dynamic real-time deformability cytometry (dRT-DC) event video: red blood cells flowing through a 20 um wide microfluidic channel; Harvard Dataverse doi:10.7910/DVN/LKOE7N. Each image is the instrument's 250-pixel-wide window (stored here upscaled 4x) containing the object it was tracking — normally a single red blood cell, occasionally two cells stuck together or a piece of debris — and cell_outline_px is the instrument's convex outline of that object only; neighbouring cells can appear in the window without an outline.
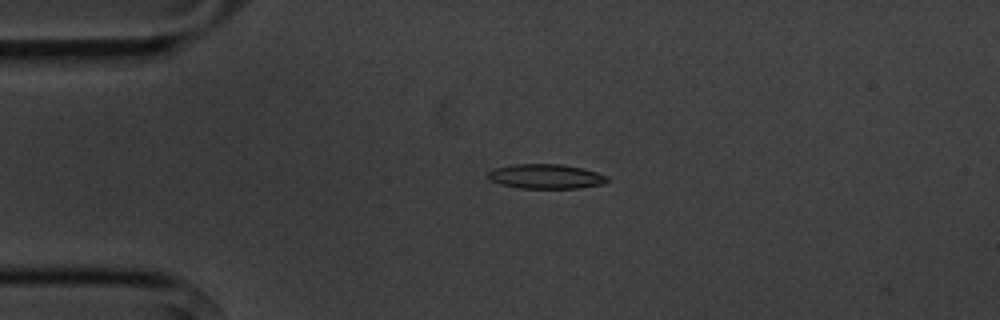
{"species": "common noctule bat (a hibernating species)", "species_latin": "Nyctalus noctula", "temperature_condition": "cold", "stored_images_in_passage": 4, "camera_frame_rate_fps": 3000, "um_per_image_px": 0.085, "animal": {"sex": "male", "body_mass_g": 20.1, "forearm_length_mm": 53.5}, "frame": {"image": 1, "passage_image": 3, "time_ms": 2.333, "image_size_px": [1000, 320], "cell_outline_px": [[608, 180], [604, 184], [580, 188], [520, 188], [500, 184], [488, 180], [488, 172], [492, 168], [512, 164], [560, 164], [580, 168], [596, 172], [608, 176]], "centroid_in_image_um": [46.36, 14.99], "position_along_channel_um": 38.6, "area_um2": 17.17}}